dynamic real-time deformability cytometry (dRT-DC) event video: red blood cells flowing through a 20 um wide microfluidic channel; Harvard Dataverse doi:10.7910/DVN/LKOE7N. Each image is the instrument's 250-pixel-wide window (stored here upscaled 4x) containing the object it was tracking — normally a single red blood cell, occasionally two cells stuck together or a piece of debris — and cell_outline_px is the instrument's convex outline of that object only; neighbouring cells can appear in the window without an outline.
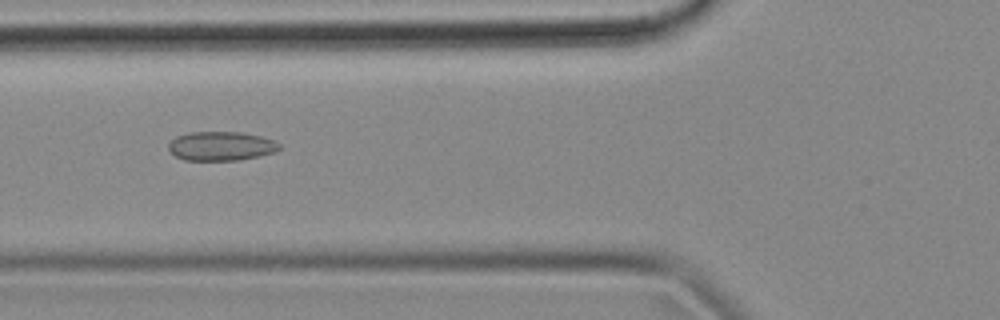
{"species": "common noctule bat (a hibernating species)", "species_latin": "Nyctalus noctula", "temperature_condition": "cold", "stored_images_in_passage": 54, "camera_frame_rate_fps": 3000, "um_per_image_px": 0.085, "animal": {"sex": "female", "body_mass_g": 18.4}, "frame": {"image": 1, "passage_image": 20, "time_ms": 6.333, "image_size_px": [1000, 320], "cell_outline_px": [[280, 148], [272, 152], [260, 156], [240, 160], [184, 160], [176, 156], [168, 148], [168, 144], [176, 136], [188, 132], [244, 132], [276, 140], [280, 144]], "centroid_in_image_um": [18.8, 12.41], "position_along_channel_um": 107.0, "area_um2": 18.84}}
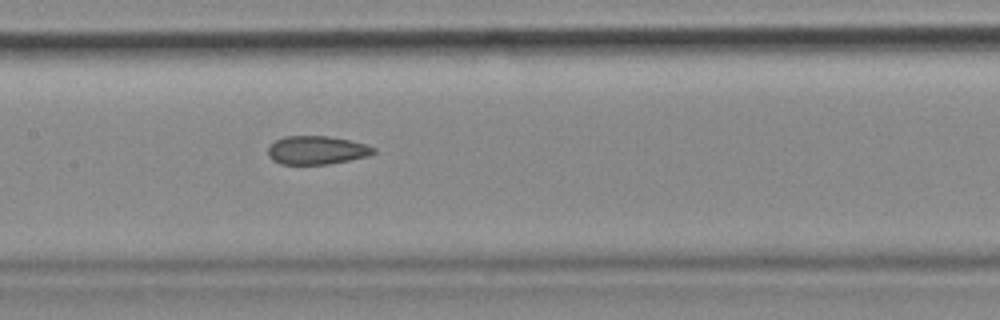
{"frame": {"image": 2, "passage_image": 26, "time_ms": 8.333, "image_size_px": [1000, 320], "cell_outline_px": [[376, 152], [368, 156], [328, 164], [280, 164], [272, 160], [268, 156], [268, 148], [276, 140], [284, 136], [328, 136], [348, 140], [364, 144], [376, 148]], "centroid_in_image_um": [26.9, 12.77], "position_along_channel_um": 180.5, "area_um2": 17.4}}
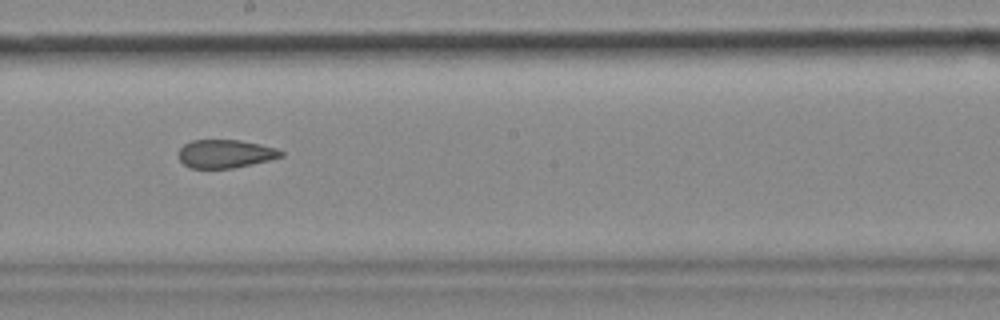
{"frame": {"image": 3, "passage_image": 30, "time_ms": 9.667, "image_size_px": [1000, 320], "cell_outline_px": [[284, 156], [252, 164], [232, 168], [192, 168], [184, 164], [180, 160], [180, 148], [184, 144], [192, 140], [240, 140], [260, 144], [276, 148], [284, 152]], "centroid_in_image_um": [19.18, 13.06], "position_along_channel_um": 229.0, "area_um2": 16.76}, "authors_computed_cell_mechanics": {"area_um2": 18.9006, "velocity_mm_per_s": 3.6635, "shape_relaxation_time_tau1_ms": null, "shape_relaxation_time_tau2_ms": 3.0546, "deformation_change_tau1": null, "deformation_change_tau2": 0.1004}}